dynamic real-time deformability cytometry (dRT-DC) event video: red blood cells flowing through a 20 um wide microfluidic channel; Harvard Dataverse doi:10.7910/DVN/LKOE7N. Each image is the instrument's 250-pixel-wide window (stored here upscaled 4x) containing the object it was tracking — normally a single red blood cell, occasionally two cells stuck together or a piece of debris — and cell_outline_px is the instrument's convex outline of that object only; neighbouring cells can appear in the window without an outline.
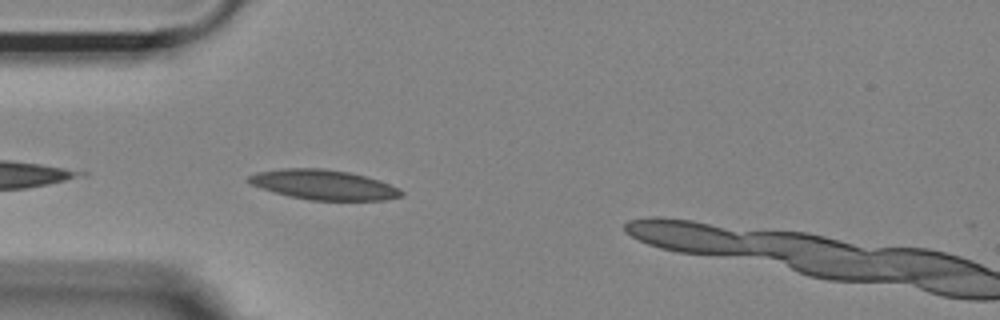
{"species": "Egyptian fruit bat (a non-hibernating species)", "species_latin": "Rousettus aegyptiacus", "temperature_condition": "room temperature", "stored_images_in_passage": 39, "camera_frame_rate_fps": 3000, "um_per_image_px": 0.085, "animal": {"sex": "female"}, "frame": {"image": 1, "passage_image": 3, "time_ms": 0.667, "image_size_px": [1000, 320], "cell_outline_px": [[404, 196], [384, 200], [312, 200], [288, 196], [252, 184], [244, 180], [248, 176], [256, 172], [284, 168], [320, 168], [348, 172], [380, 180], [400, 188], [404, 192]], "centroid_in_image_um": [27.54, 15.7], "position_along_channel_um": 57.5, "area_um2": 26.47}}
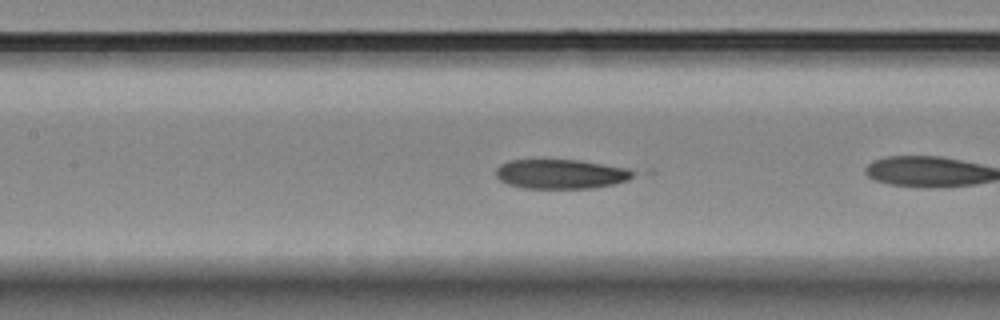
{"frame": {"image": 2, "passage_image": 9, "time_ms": 2.667, "image_size_px": [1000, 320], "cell_outline_px": [[640, 172], [628, 180], [612, 184], [592, 188], [524, 188], [508, 184], [500, 180], [496, 176], [496, 168], [500, 164], [508, 160], [580, 160], [628, 168]], "centroid_in_image_um": [47.7, 14.78], "position_along_channel_um": 159.7, "area_um2": 23.7}}
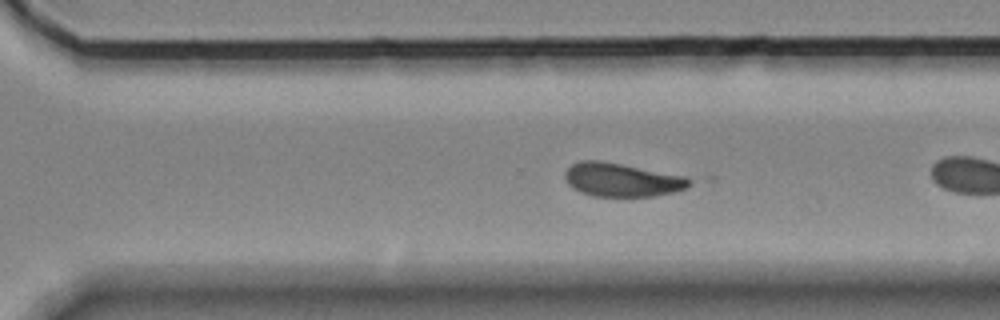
{"frame": {"image": 3, "passage_image": 22, "time_ms": 7.0, "image_size_px": [1000, 320], "cell_outline_px": [[692, 184], [688, 188], [676, 192], [652, 196], [592, 196], [580, 192], [572, 188], [568, 184], [564, 176], [564, 172], [572, 164], [580, 160], [600, 160], [684, 176], [692, 180]], "centroid_in_image_um": [52.85, 15.29], "position_along_channel_um": 317.8, "area_um2": 24.39}}